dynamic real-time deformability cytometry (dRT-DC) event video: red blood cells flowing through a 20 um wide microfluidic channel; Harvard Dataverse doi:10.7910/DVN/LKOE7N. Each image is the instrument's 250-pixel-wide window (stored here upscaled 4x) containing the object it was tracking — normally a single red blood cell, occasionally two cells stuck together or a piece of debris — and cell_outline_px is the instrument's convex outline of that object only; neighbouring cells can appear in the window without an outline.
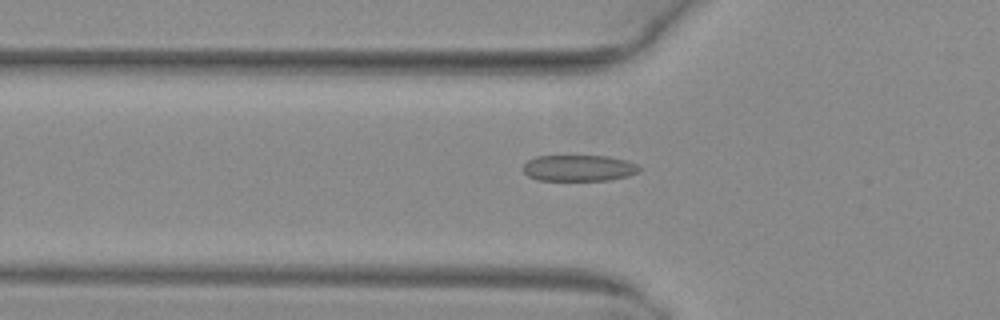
{"species": "common noctule bat (a hibernating species)", "species_latin": "Nyctalus noctula", "temperature_condition": "warm", "stored_images_in_passage": 52, "camera_frame_rate_fps": 3000, "um_per_image_px": 0.085, "animal": {"sex": "female", "body_mass_g": 29.2, "forearm_length_mm": 56.3}, "frame": {"image": 1, "passage_image": 19, "time_ms": 6.0, "image_size_px": [1000, 320], "cell_outline_px": [[640, 172], [628, 176], [608, 180], [540, 180], [528, 176], [524, 172], [524, 164], [528, 160], [536, 156], [608, 156], [624, 160], [636, 164], [640, 168]], "centroid_in_image_um": [49.21, 14.28], "position_along_channel_um": 76.6, "area_um2": 17.63}}
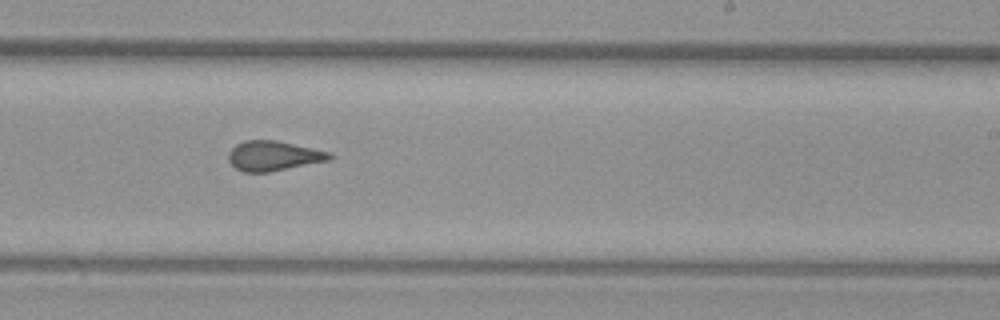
{"frame": {"image": 2, "passage_image": 33, "time_ms": 10.667, "image_size_px": [1000, 320], "cell_outline_px": [[336, 156], [332, 160], [268, 172], [244, 172], [236, 168], [228, 160], [228, 152], [236, 144], [244, 140], [276, 140], [332, 152]], "centroid_in_image_um": [23.3, 13.24], "position_along_channel_um": 265.7, "area_um2": 17.8}}
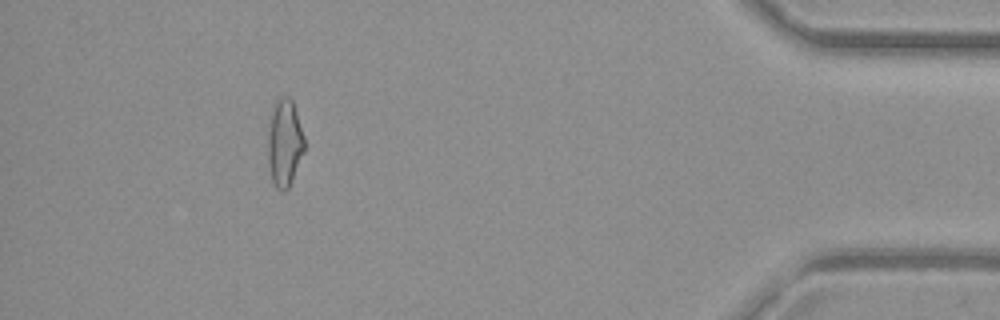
{"frame": {"image": 3, "passage_image": 48, "time_ms": 15.667, "image_size_px": [1000, 320], "cell_outline_px": [[304, 152], [288, 188], [284, 192], [280, 192], [276, 188], [272, 180], [268, 164], [268, 136], [272, 108], [276, 100], [280, 96], [288, 96], [292, 100], [304, 136]], "centroid_in_image_um": [24.18, 12.16], "position_along_channel_um": 411.0, "area_um2": 18.5}, "authors_computed_cell_mechanics": {"area_um2": 18.5249, "velocity_mm_per_s": 4.0405, "shape_relaxation_time_tau1_ms": null, "shape_relaxation_time_tau2_ms": 1.1509, "deformation_change_tau1": null, "deformation_change_tau2": 0.102}}